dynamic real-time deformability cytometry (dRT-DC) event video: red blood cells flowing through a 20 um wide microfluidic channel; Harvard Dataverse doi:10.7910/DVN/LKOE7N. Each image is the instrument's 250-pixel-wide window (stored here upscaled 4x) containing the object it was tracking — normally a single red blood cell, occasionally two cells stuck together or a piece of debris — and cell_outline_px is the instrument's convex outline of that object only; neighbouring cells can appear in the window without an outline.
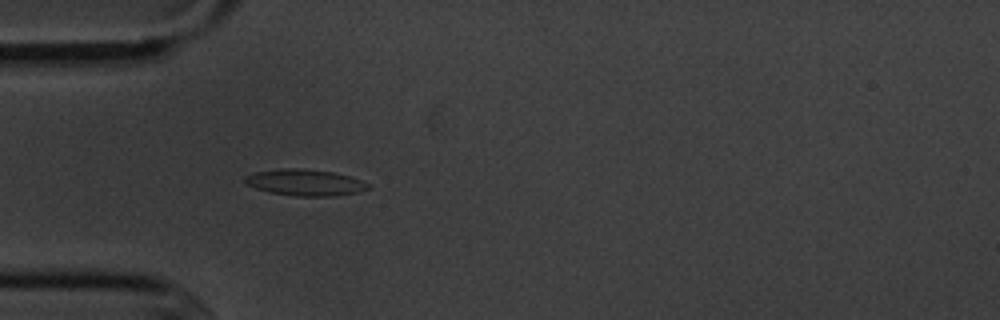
{"species": "common noctule bat (a hibernating species)", "species_latin": "Nyctalus noctula", "temperature_condition": "cold", "stored_images_in_passage": 4, "camera_frame_rate_fps": 3000, "um_per_image_px": 0.085, "animal": {"sex": "male", "body_mass_g": 20.1, "forearm_length_mm": 53.5}, "frame": {"image": 1, "passage_image": 4, "time_ms": 3.667, "image_size_px": [1000, 320], "cell_outline_px": [[372, 184], [368, 188], [356, 192], [332, 196], [296, 196], [272, 192], [256, 188], [244, 184], [244, 176], [256, 172], [280, 168], [300, 168], [332, 172], [348, 176]], "centroid_in_image_um": [25.89, 15.5], "position_along_channel_um": 59.1, "area_um2": 18.73}}